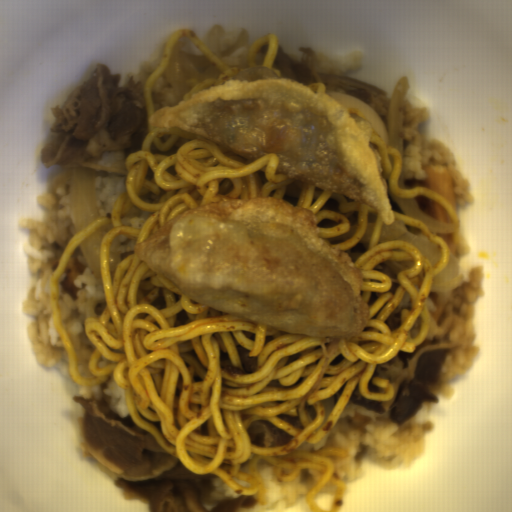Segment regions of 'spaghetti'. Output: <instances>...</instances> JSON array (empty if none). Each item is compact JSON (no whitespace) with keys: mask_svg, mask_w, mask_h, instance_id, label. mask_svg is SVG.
I'll return each instance as SVG.
<instances>
[{"mask_svg":"<svg viewBox=\"0 0 512 512\" xmlns=\"http://www.w3.org/2000/svg\"><path fill=\"white\" fill-rule=\"evenodd\" d=\"M183 36H188L194 42H196L200 46V48L206 53V55L212 60V62L223 71V73L221 76L211 77L205 81L198 83L186 92L181 101L185 100L186 98L190 97L191 95L197 93L198 91L206 87L213 85H222L225 81L230 80L232 69L191 29H180L179 31H177L169 37L167 47L160 59L158 66L153 71V73L147 78V80L143 83L142 90L146 101L149 117L155 112L152 98L154 86L159 77L161 76V74L166 69L178 42L181 40Z\"/></svg>","mask_w":512,"mask_h":512,"instance_id":"obj_2","label":"spaghetti"},{"mask_svg":"<svg viewBox=\"0 0 512 512\" xmlns=\"http://www.w3.org/2000/svg\"><path fill=\"white\" fill-rule=\"evenodd\" d=\"M261 46L265 48L262 66L273 67L279 49L277 34L269 32L259 37L248 49L254 54L260 52Z\"/></svg>","mask_w":512,"mask_h":512,"instance_id":"obj_3","label":"spaghetti"},{"mask_svg":"<svg viewBox=\"0 0 512 512\" xmlns=\"http://www.w3.org/2000/svg\"><path fill=\"white\" fill-rule=\"evenodd\" d=\"M368 136L395 220L405 222L410 234L439 245L436 266L412 243L380 242L384 221L376 209L277 174L276 153L248 161L207 137L175 126H149L140 149L115 170L124 174V190L111 219L98 217L73 235L52 275V326L66 352L71 379L85 387L113 377L133 422L152 432L187 471L220 475L256 504L267 503L258 473L265 461L280 483L314 470L320 477L306 494L307 507L322 512L317 496L332 485L329 512L339 511L346 482L337 477L335 466L345 451L298 448L326 437L349 406L356 385L361 397L393 398V385L375 377L376 367L427 341L432 279L447 267L460 241L456 207L428 185L403 189L398 182L402 151ZM246 196L279 197L311 208L319 236L363 268L361 294L368 301L371 323L361 336L314 339L228 315L194 303L136 259L134 245L174 215L206 202ZM414 197L427 214V198L442 204L454 219L455 231L434 235L395 203ZM109 225L99 253L106 306L98 318L83 321L93 346L91 376L84 377L61 322L57 288L79 243ZM237 345L256 357L258 368L252 375L244 373ZM258 420L282 428L292 440L254 446L247 431Z\"/></svg>","mask_w":512,"mask_h":512,"instance_id":"obj_1","label":"spaghetti"}]
</instances>
